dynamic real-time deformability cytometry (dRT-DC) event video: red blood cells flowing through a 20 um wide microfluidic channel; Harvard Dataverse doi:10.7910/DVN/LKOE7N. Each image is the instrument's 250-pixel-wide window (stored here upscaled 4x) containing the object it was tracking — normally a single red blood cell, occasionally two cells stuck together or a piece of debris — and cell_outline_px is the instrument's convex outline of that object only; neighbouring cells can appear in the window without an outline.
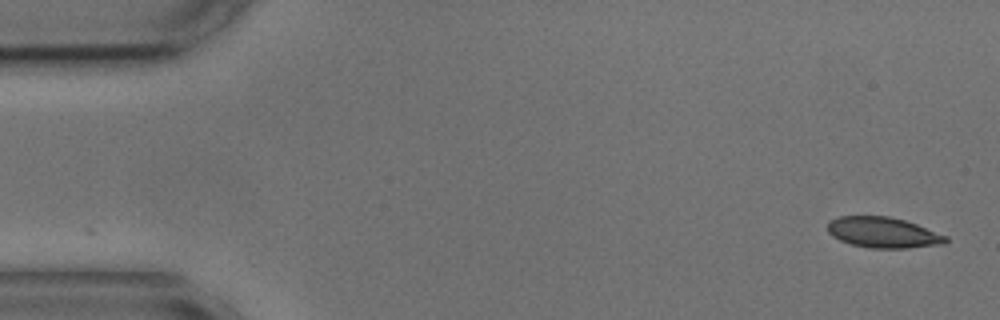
{"species": "common noctule bat (a hibernating species)", "species_latin": "Nyctalus noctula", "temperature_condition": "cold", "stored_images_in_passage": 54, "camera_frame_rate_fps": 3000, "um_per_image_px": 0.085, "animal": {"sex": "male", "body_mass_g": 17.9, "forearm_length_mm": 54.2}, "frame": {"image": 1, "passage_image": 1, "time_ms": 0.0, "image_size_px": [1000, 320], "cell_outline_px": [[948, 240], [944, 244], [908, 248], [868, 248], [852, 244], [840, 240], [832, 236], [828, 232], [828, 220], [840, 216], [888, 216], [904, 220], [916, 224], [948, 236]], "centroid_in_image_um": [75.06, 19.76], "position_along_channel_um": 9.9, "area_um2": 21.15}}
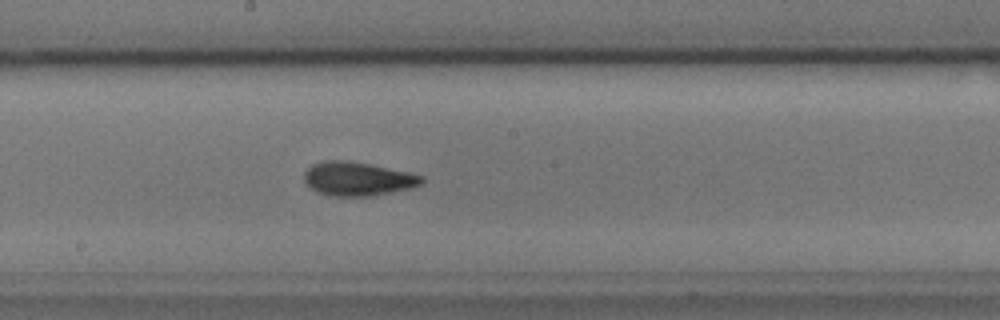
{"frame": {"image": 2, "passage_image": 28, "time_ms": 9.0, "image_size_px": [1000, 320], "cell_outline_px": [[424, 180], [420, 184], [412, 188], [372, 196], [328, 196], [316, 192], [308, 188], [304, 180], [304, 172], [312, 164], [320, 160], [344, 160], [368, 164], [408, 172], [424, 176]], "centroid_in_image_um": [30.35, 15.21], "position_along_channel_um": 217.9, "area_um2": 23.35}}
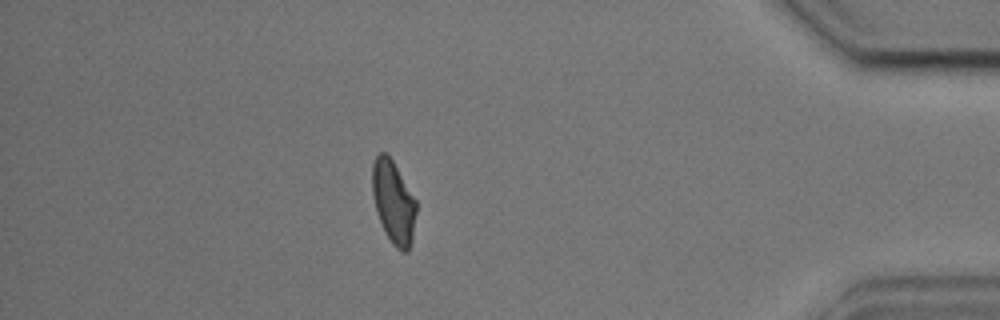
{"frame": {"image": 3, "passage_image": 47, "time_ms": 15.333, "image_size_px": [1000, 320], "cell_outline_px": [[416, 212], [412, 240], [408, 252], [400, 252], [392, 244], [384, 232], [376, 212], [372, 192], [372, 164], [376, 156], [380, 152], [388, 152], [416, 200]], "centroid_in_image_um": [33.43, 17.18], "position_along_channel_um": 401.8, "area_um2": 21.5}, "authors_computed_cell_mechanics": {"area_um2": 21.7328, "velocity_mm_per_s": 3.5952, "shape_relaxation_time_tau1_ms": 4.1182, "shape_relaxation_time_tau2_ms": 1.9533, "deformation_change_tau1": 0.1325, "deformation_change_tau2": 0.0771}}